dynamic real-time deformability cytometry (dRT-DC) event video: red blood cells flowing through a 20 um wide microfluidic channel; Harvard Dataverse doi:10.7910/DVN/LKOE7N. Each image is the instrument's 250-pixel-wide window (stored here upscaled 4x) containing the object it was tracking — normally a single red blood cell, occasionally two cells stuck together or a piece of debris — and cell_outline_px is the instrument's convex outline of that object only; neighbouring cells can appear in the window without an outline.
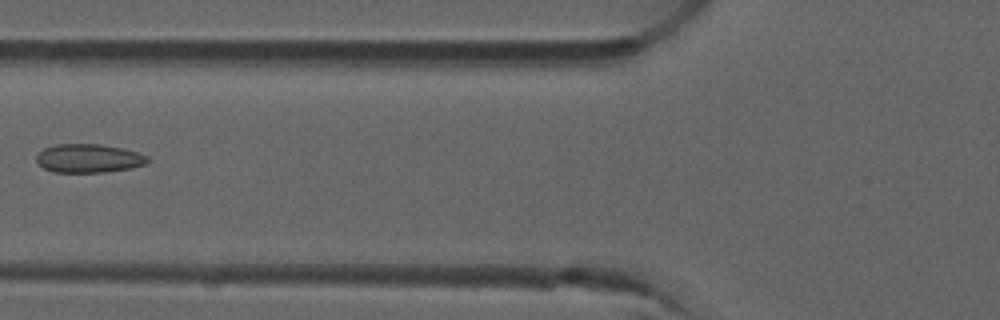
{"species": "common noctule bat (a hibernating species)", "species_latin": "Nyctalus noctula", "temperature_condition": "room temperature", "stored_images_in_passage": 8, "camera_frame_rate_fps": 3000, "um_per_image_px": 0.085, "animal": {"sex": "male", "forearm_length_mm": 52.5}, "frame": {"image": 1, "passage_image": 6, "time_ms": 1.667, "image_size_px": [1000, 320], "cell_outline_px": [[148, 164], [128, 168], [104, 172], [52, 172], [44, 168], [36, 160], [36, 156], [44, 148], [56, 144], [100, 144], [120, 148], [136, 152], [148, 156]], "centroid_in_image_um": [7.52, 13.46], "position_along_channel_um": 118.3, "area_um2": 18.38}}
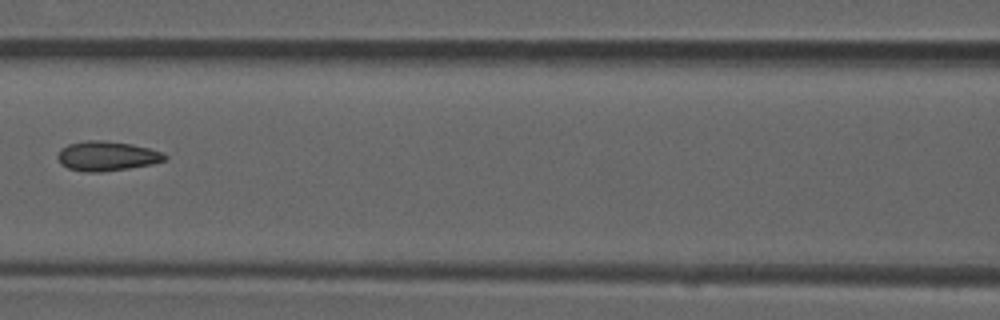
{"frame": {"image": 2, "passage_image": 7, "time_ms": 2.0, "image_size_px": [1000, 320], "cell_outline_px": [[168, 156], [164, 160], [152, 164], [128, 168], [100, 172], [84, 172], [68, 168], [60, 164], [56, 156], [60, 148], [68, 144], [88, 140], [100, 140], [132, 144], [148, 148], [160, 152]], "centroid_in_image_um": [9.02, 13.26], "position_along_channel_um": 157.6, "area_um2": 18.44}}
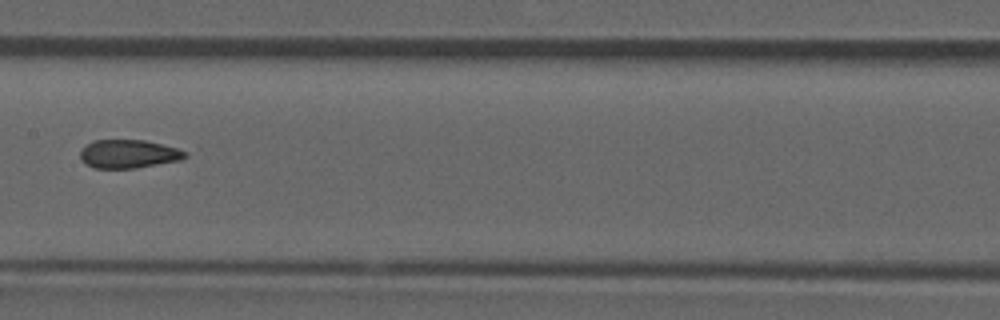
{"frame": {"image": 3, "passage_image": 8, "time_ms": 2.333, "image_size_px": [1000, 320], "cell_outline_px": [[188, 156], [180, 160], [136, 168], [92, 168], [80, 160], [80, 148], [96, 140], [144, 140], [176, 148], [188, 152]], "centroid_in_image_um": [10.9, 13.09], "position_along_channel_um": 196.5, "area_um2": 17.4}}